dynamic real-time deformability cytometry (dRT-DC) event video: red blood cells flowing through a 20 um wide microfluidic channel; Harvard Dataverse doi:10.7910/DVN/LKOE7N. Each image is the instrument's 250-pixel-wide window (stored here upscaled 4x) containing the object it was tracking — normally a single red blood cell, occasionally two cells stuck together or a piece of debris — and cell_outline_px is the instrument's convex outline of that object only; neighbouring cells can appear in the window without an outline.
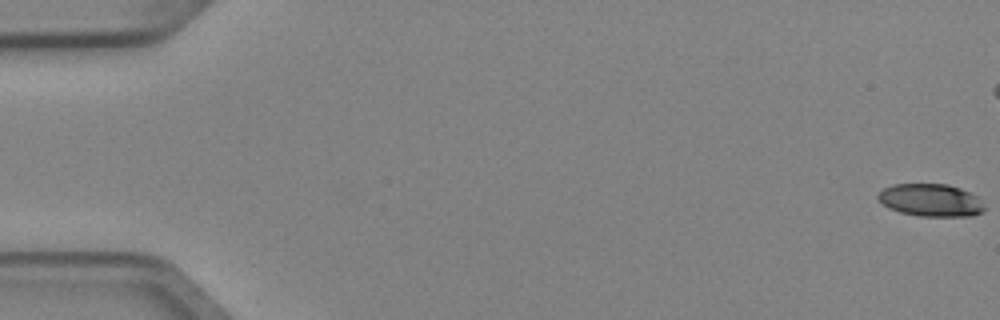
{"species": "Egyptian fruit bat (a non-hibernating species)", "species_latin": "Rousettus aegyptiacus", "temperature_condition": "cold", "stored_images_in_passage": 6, "camera_frame_rate_fps": 3000, "um_per_image_px": 0.085, "animal": {"sex": "female"}, "frame": {"image": 1, "passage_image": 1, "time_ms": 0.0, "image_size_px": [1000, 320], "cell_outline_px": [[984, 212], [972, 216], [920, 216], [900, 212], [888, 208], [876, 196], [884, 188], [892, 184], [948, 184], [960, 188], [976, 196], [984, 208]], "centroid_in_image_um": [79.1, 17.01], "position_along_channel_um": 5.9, "area_um2": 20.06}}
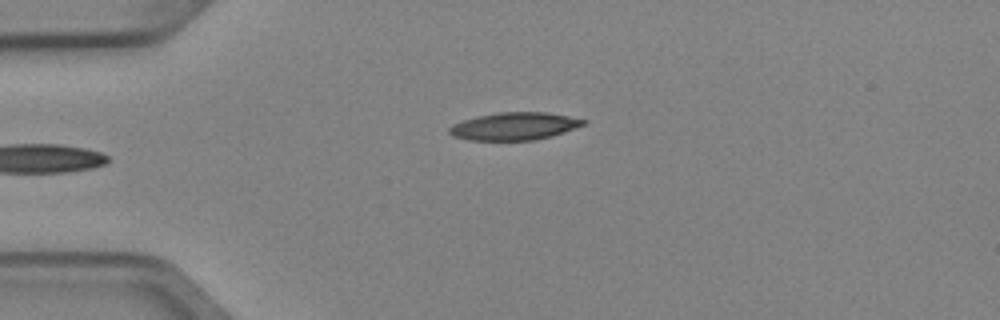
{"frame": {"image": 2, "passage_image": 6, "time_ms": 1.667, "image_size_px": [1000, 320], "cell_outline_px": [[588, 120], [584, 124], [564, 132], [552, 136], [532, 140], [468, 140], [452, 136], [448, 132], [448, 128], [452, 124], [476, 116], [496, 112], [548, 112]], "centroid_in_image_um": [43.69, 10.72], "position_along_channel_um": 41.3, "area_um2": 21.62}}